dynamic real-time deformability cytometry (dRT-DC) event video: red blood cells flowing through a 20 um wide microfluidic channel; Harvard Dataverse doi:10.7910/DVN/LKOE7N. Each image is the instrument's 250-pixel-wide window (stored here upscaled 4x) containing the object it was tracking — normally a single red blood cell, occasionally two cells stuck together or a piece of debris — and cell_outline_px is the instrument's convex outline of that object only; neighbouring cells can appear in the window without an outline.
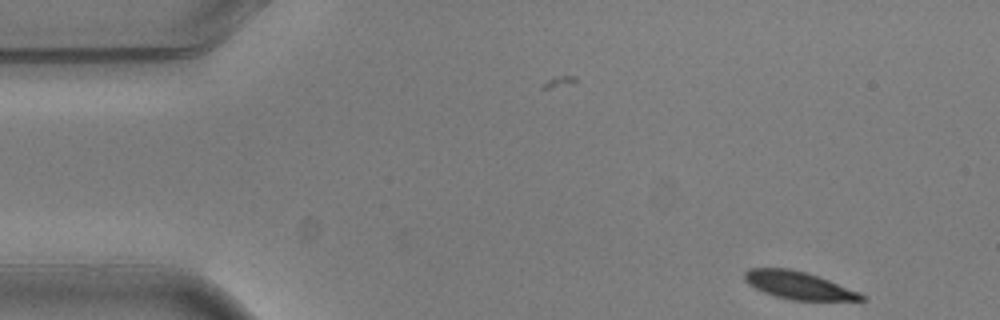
{"species": "common noctule bat (a hibernating species)", "species_latin": "Nyctalus noctula", "temperature_condition": "warm", "stored_images_in_passage": 3, "camera_frame_rate_fps": 3000, "um_per_image_px": 0.085, "animal": {"sex": "male", "body_mass_g": 20.5, "forearm_length_mm": 52.5}, "frame": {"image": 1, "passage_image": 1, "time_ms": 0.0, "image_size_px": [1000, 320], "cell_outline_px": [[868, 300], [792, 300], [776, 296], [764, 292], [748, 284], [744, 280], [744, 272], [748, 268], [788, 268], [804, 272], [828, 280], [860, 292], [868, 296]], "centroid_in_image_um": [67.88, 24.26], "position_along_channel_um": 17.1, "area_um2": 18.67}}